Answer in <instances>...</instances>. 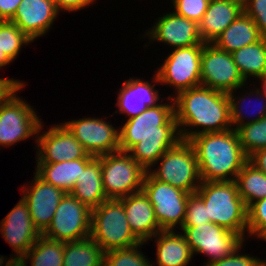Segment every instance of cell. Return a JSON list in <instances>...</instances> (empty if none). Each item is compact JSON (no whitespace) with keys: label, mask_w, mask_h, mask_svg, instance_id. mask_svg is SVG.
I'll return each mask as SVG.
<instances>
[{"label":"cell","mask_w":266,"mask_h":266,"mask_svg":"<svg viewBox=\"0 0 266 266\" xmlns=\"http://www.w3.org/2000/svg\"><path fill=\"white\" fill-rule=\"evenodd\" d=\"M148 107L119 127V149L128 152L146 171L180 140L174 98Z\"/></svg>","instance_id":"1"},{"label":"cell","mask_w":266,"mask_h":266,"mask_svg":"<svg viewBox=\"0 0 266 266\" xmlns=\"http://www.w3.org/2000/svg\"><path fill=\"white\" fill-rule=\"evenodd\" d=\"M174 103L181 140L189 141L201 133L233 129L228 93L200 85L180 92L174 97Z\"/></svg>","instance_id":"2"},{"label":"cell","mask_w":266,"mask_h":266,"mask_svg":"<svg viewBox=\"0 0 266 266\" xmlns=\"http://www.w3.org/2000/svg\"><path fill=\"white\" fill-rule=\"evenodd\" d=\"M189 142L197 155L201 181H235L248 161L235 129L201 133Z\"/></svg>","instance_id":"3"},{"label":"cell","mask_w":266,"mask_h":266,"mask_svg":"<svg viewBox=\"0 0 266 266\" xmlns=\"http://www.w3.org/2000/svg\"><path fill=\"white\" fill-rule=\"evenodd\" d=\"M196 194L205 203L210 222L238 233L246 240L247 207L235 181H202Z\"/></svg>","instance_id":"4"},{"label":"cell","mask_w":266,"mask_h":266,"mask_svg":"<svg viewBox=\"0 0 266 266\" xmlns=\"http://www.w3.org/2000/svg\"><path fill=\"white\" fill-rule=\"evenodd\" d=\"M90 237L105 252L141 243L132 233L120 199H108L92 209Z\"/></svg>","instance_id":"5"},{"label":"cell","mask_w":266,"mask_h":266,"mask_svg":"<svg viewBox=\"0 0 266 266\" xmlns=\"http://www.w3.org/2000/svg\"><path fill=\"white\" fill-rule=\"evenodd\" d=\"M147 172L154 179L190 194L196 193L202 182L194 147L186 140L168 149Z\"/></svg>","instance_id":"6"},{"label":"cell","mask_w":266,"mask_h":266,"mask_svg":"<svg viewBox=\"0 0 266 266\" xmlns=\"http://www.w3.org/2000/svg\"><path fill=\"white\" fill-rule=\"evenodd\" d=\"M23 88H15L0 103V146L3 148L34 137L42 123L36 110L17 95Z\"/></svg>","instance_id":"7"},{"label":"cell","mask_w":266,"mask_h":266,"mask_svg":"<svg viewBox=\"0 0 266 266\" xmlns=\"http://www.w3.org/2000/svg\"><path fill=\"white\" fill-rule=\"evenodd\" d=\"M104 192L108 199H120L142 190L146 170L128 152L101 155Z\"/></svg>","instance_id":"8"},{"label":"cell","mask_w":266,"mask_h":266,"mask_svg":"<svg viewBox=\"0 0 266 266\" xmlns=\"http://www.w3.org/2000/svg\"><path fill=\"white\" fill-rule=\"evenodd\" d=\"M203 45L172 49L155 71L160 85L172 86L175 94L201 85V53Z\"/></svg>","instance_id":"9"},{"label":"cell","mask_w":266,"mask_h":266,"mask_svg":"<svg viewBox=\"0 0 266 266\" xmlns=\"http://www.w3.org/2000/svg\"><path fill=\"white\" fill-rule=\"evenodd\" d=\"M180 230L193 255L208 256L204 266L229 256L246 242L240 234L212 222L193 227H181Z\"/></svg>","instance_id":"10"},{"label":"cell","mask_w":266,"mask_h":266,"mask_svg":"<svg viewBox=\"0 0 266 266\" xmlns=\"http://www.w3.org/2000/svg\"><path fill=\"white\" fill-rule=\"evenodd\" d=\"M142 190L153 205L155 216L162 230H176L178 226L179 229L182 227L190 193L160 182L148 172L145 174Z\"/></svg>","instance_id":"11"},{"label":"cell","mask_w":266,"mask_h":266,"mask_svg":"<svg viewBox=\"0 0 266 266\" xmlns=\"http://www.w3.org/2000/svg\"><path fill=\"white\" fill-rule=\"evenodd\" d=\"M92 209L70 193L61 199L49 227L42 233L45 237L71 242L90 237Z\"/></svg>","instance_id":"12"},{"label":"cell","mask_w":266,"mask_h":266,"mask_svg":"<svg viewBox=\"0 0 266 266\" xmlns=\"http://www.w3.org/2000/svg\"><path fill=\"white\" fill-rule=\"evenodd\" d=\"M246 84V85H245ZM233 61L231 53L213 43H205L201 53V86L229 93L248 86Z\"/></svg>","instance_id":"13"},{"label":"cell","mask_w":266,"mask_h":266,"mask_svg":"<svg viewBox=\"0 0 266 266\" xmlns=\"http://www.w3.org/2000/svg\"><path fill=\"white\" fill-rule=\"evenodd\" d=\"M43 124V122L40 124L37 135L35 136L37 163H58L65 160L96 157L84 149L63 123L50 125V129L46 132L42 131V134Z\"/></svg>","instance_id":"14"},{"label":"cell","mask_w":266,"mask_h":266,"mask_svg":"<svg viewBox=\"0 0 266 266\" xmlns=\"http://www.w3.org/2000/svg\"><path fill=\"white\" fill-rule=\"evenodd\" d=\"M84 149L93 156L114 153L119 149V129L105 119L87 117L63 122Z\"/></svg>","instance_id":"15"},{"label":"cell","mask_w":266,"mask_h":266,"mask_svg":"<svg viewBox=\"0 0 266 266\" xmlns=\"http://www.w3.org/2000/svg\"><path fill=\"white\" fill-rule=\"evenodd\" d=\"M143 36H148L149 43L162 42L174 49L192 45H204L197 22L189 20L174 11L156 19L155 24ZM153 41V42H152Z\"/></svg>","instance_id":"16"},{"label":"cell","mask_w":266,"mask_h":266,"mask_svg":"<svg viewBox=\"0 0 266 266\" xmlns=\"http://www.w3.org/2000/svg\"><path fill=\"white\" fill-rule=\"evenodd\" d=\"M34 174L31 183L21 187V197L28 205L34 226L42 234L49 227L58 204L66 193Z\"/></svg>","instance_id":"17"},{"label":"cell","mask_w":266,"mask_h":266,"mask_svg":"<svg viewBox=\"0 0 266 266\" xmlns=\"http://www.w3.org/2000/svg\"><path fill=\"white\" fill-rule=\"evenodd\" d=\"M0 234L17 256H24L42 235L34 226L27 203H18L0 222Z\"/></svg>","instance_id":"18"},{"label":"cell","mask_w":266,"mask_h":266,"mask_svg":"<svg viewBox=\"0 0 266 266\" xmlns=\"http://www.w3.org/2000/svg\"><path fill=\"white\" fill-rule=\"evenodd\" d=\"M153 81V82H152ZM151 83L141 78L129 77L122 83L116 102V113L124 114L128 119L138 116L148 107H155L161 103L162 97L155 84L160 83L157 73H154ZM159 101V102H158Z\"/></svg>","instance_id":"19"},{"label":"cell","mask_w":266,"mask_h":266,"mask_svg":"<svg viewBox=\"0 0 266 266\" xmlns=\"http://www.w3.org/2000/svg\"><path fill=\"white\" fill-rule=\"evenodd\" d=\"M58 14L54 0H22L10 22L34 42L48 33Z\"/></svg>","instance_id":"20"},{"label":"cell","mask_w":266,"mask_h":266,"mask_svg":"<svg viewBox=\"0 0 266 266\" xmlns=\"http://www.w3.org/2000/svg\"><path fill=\"white\" fill-rule=\"evenodd\" d=\"M123 202L126 219L132 233L144 243H147L157 233L162 231L154 213V207L143 190L120 198Z\"/></svg>","instance_id":"21"},{"label":"cell","mask_w":266,"mask_h":266,"mask_svg":"<svg viewBox=\"0 0 266 266\" xmlns=\"http://www.w3.org/2000/svg\"><path fill=\"white\" fill-rule=\"evenodd\" d=\"M243 12V0H210L199 25L204 43L215 39Z\"/></svg>","instance_id":"22"},{"label":"cell","mask_w":266,"mask_h":266,"mask_svg":"<svg viewBox=\"0 0 266 266\" xmlns=\"http://www.w3.org/2000/svg\"><path fill=\"white\" fill-rule=\"evenodd\" d=\"M156 238V239H155ZM156 242L157 266H187L193 253L183 234L177 230H162L147 242Z\"/></svg>","instance_id":"23"},{"label":"cell","mask_w":266,"mask_h":266,"mask_svg":"<svg viewBox=\"0 0 266 266\" xmlns=\"http://www.w3.org/2000/svg\"><path fill=\"white\" fill-rule=\"evenodd\" d=\"M94 158H78L58 163H36L34 171L41 179L70 193L82 171Z\"/></svg>","instance_id":"24"},{"label":"cell","mask_w":266,"mask_h":266,"mask_svg":"<svg viewBox=\"0 0 266 266\" xmlns=\"http://www.w3.org/2000/svg\"><path fill=\"white\" fill-rule=\"evenodd\" d=\"M263 38L253 19L242 12L213 42L220 50L232 53Z\"/></svg>","instance_id":"25"},{"label":"cell","mask_w":266,"mask_h":266,"mask_svg":"<svg viewBox=\"0 0 266 266\" xmlns=\"http://www.w3.org/2000/svg\"><path fill=\"white\" fill-rule=\"evenodd\" d=\"M70 194L91 209L108 200L102 182L101 155L95 157L82 171Z\"/></svg>","instance_id":"26"},{"label":"cell","mask_w":266,"mask_h":266,"mask_svg":"<svg viewBox=\"0 0 266 266\" xmlns=\"http://www.w3.org/2000/svg\"><path fill=\"white\" fill-rule=\"evenodd\" d=\"M237 90H239V89H235L234 91H231L228 93L230 122L232 124L233 129H235V130L238 127H240L246 123L255 122V121L262 119L266 116V94H264L260 90L259 87L254 89V90L249 89L250 92H249V90H246L247 92H245V94H243V95L238 94V96L236 97L235 94H236ZM252 96L255 97L256 104L253 106L255 108L253 110V114H252V111H250V109H249V111L251 112V116H250L249 111L246 110L247 105H245V104L248 101H251L253 99ZM252 103H253V101H252ZM248 107H249V105H248ZM245 110H246V112H245Z\"/></svg>","instance_id":"27"},{"label":"cell","mask_w":266,"mask_h":266,"mask_svg":"<svg viewBox=\"0 0 266 266\" xmlns=\"http://www.w3.org/2000/svg\"><path fill=\"white\" fill-rule=\"evenodd\" d=\"M231 55L246 82L251 77L258 80L266 72V37L233 51Z\"/></svg>","instance_id":"28"},{"label":"cell","mask_w":266,"mask_h":266,"mask_svg":"<svg viewBox=\"0 0 266 266\" xmlns=\"http://www.w3.org/2000/svg\"><path fill=\"white\" fill-rule=\"evenodd\" d=\"M104 254L91 237L65 242L63 266H104Z\"/></svg>","instance_id":"29"},{"label":"cell","mask_w":266,"mask_h":266,"mask_svg":"<svg viewBox=\"0 0 266 266\" xmlns=\"http://www.w3.org/2000/svg\"><path fill=\"white\" fill-rule=\"evenodd\" d=\"M235 182L245 206L266 197V174L247 161L237 174Z\"/></svg>","instance_id":"30"},{"label":"cell","mask_w":266,"mask_h":266,"mask_svg":"<svg viewBox=\"0 0 266 266\" xmlns=\"http://www.w3.org/2000/svg\"><path fill=\"white\" fill-rule=\"evenodd\" d=\"M64 241L41 235L24 255L31 266H63Z\"/></svg>","instance_id":"31"},{"label":"cell","mask_w":266,"mask_h":266,"mask_svg":"<svg viewBox=\"0 0 266 266\" xmlns=\"http://www.w3.org/2000/svg\"><path fill=\"white\" fill-rule=\"evenodd\" d=\"M236 131L247 157L257 150L266 148V116L255 122L246 123L238 127Z\"/></svg>","instance_id":"32"},{"label":"cell","mask_w":266,"mask_h":266,"mask_svg":"<svg viewBox=\"0 0 266 266\" xmlns=\"http://www.w3.org/2000/svg\"><path fill=\"white\" fill-rule=\"evenodd\" d=\"M33 41L10 21H0V48L13 62L23 46Z\"/></svg>","instance_id":"33"},{"label":"cell","mask_w":266,"mask_h":266,"mask_svg":"<svg viewBox=\"0 0 266 266\" xmlns=\"http://www.w3.org/2000/svg\"><path fill=\"white\" fill-rule=\"evenodd\" d=\"M144 242L130 248L112 249L104 254V266H155L140 250Z\"/></svg>","instance_id":"34"},{"label":"cell","mask_w":266,"mask_h":266,"mask_svg":"<svg viewBox=\"0 0 266 266\" xmlns=\"http://www.w3.org/2000/svg\"><path fill=\"white\" fill-rule=\"evenodd\" d=\"M266 238V197L247 208V237Z\"/></svg>","instance_id":"35"},{"label":"cell","mask_w":266,"mask_h":266,"mask_svg":"<svg viewBox=\"0 0 266 266\" xmlns=\"http://www.w3.org/2000/svg\"><path fill=\"white\" fill-rule=\"evenodd\" d=\"M209 222L210 219L207 217V208L203 200L196 193L190 194L182 227H193Z\"/></svg>","instance_id":"36"},{"label":"cell","mask_w":266,"mask_h":266,"mask_svg":"<svg viewBox=\"0 0 266 266\" xmlns=\"http://www.w3.org/2000/svg\"><path fill=\"white\" fill-rule=\"evenodd\" d=\"M210 0H173L174 12L199 23L205 14Z\"/></svg>","instance_id":"37"},{"label":"cell","mask_w":266,"mask_h":266,"mask_svg":"<svg viewBox=\"0 0 266 266\" xmlns=\"http://www.w3.org/2000/svg\"><path fill=\"white\" fill-rule=\"evenodd\" d=\"M245 246H241L234 253L221 260L214 261L206 266H266V260L257 258V256L244 255L239 253Z\"/></svg>","instance_id":"38"},{"label":"cell","mask_w":266,"mask_h":266,"mask_svg":"<svg viewBox=\"0 0 266 266\" xmlns=\"http://www.w3.org/2000/svg\"><path fill=\"white\" fill-rule=\"evenodd\" d=\"M243 12L251 17L263 37H266V0H243Z\"/></svg>","instance_id":"39"},{"label":"cell","mask_w":266,"mask_h":266,"mask_svg":"<svg viewBox=\"0 0 266 266\" xmlns=\"http://www.w3.org/2000/svg\"><path fill=\"white\" fill-rule=\"evenodd\" d=\"M96 0H54L57 10L63 12H78L91 4Z\"/></svg>","instance_id":"40"},{"label":"cell","mask_w":266,"mask_h":266,"mask_svg":"<svg viewBox=\"0 0 266 266\" xmlns=\"http://www.w3.org/2000/svg\"><path fill=\"white\" fill-rule=\"evenodd\" d=\"M22 0H0V21H10Z\"/></svg>","instance_id":"41"},{"label":"cell","mask_w":266,"mask_h":266,"mask_svg":"<svg viewBox=\"0 0 266 266\" xmlns=\"http://www.w3.org/2000/svg\"><path fill=\"white\" fill-rule=\"evenodd\" d=\"M25 81L13 78L0 77V103L13 91L15 88L25 87Z\"/></svg>","instance_id":"42"},{"label":"cell","mask_w":266,"mask_h":266,"mask_svg":"<svg viewBox=\"0 0 266 266\" xmlns=\"http://www.w3.org/2000/svg\"><path fill=\"white\" fill-rule=\"evenodd\" d=\"M248 161L266 174V148L254 152L248 157Z\"/></svg>","instance_id":"43"},{"label":"cell","mask_w":266,"mask_h":266,"mask_svg":"<svg viewBox=\"0 0 266 266\" xmlns=\"http://www.w3.org/2000/svg\"><path fill=\"white\" fill-rule=\"evenodd\" d=\"M12 257V258H11ZM28 260L24 256L10 255V259L6 262L5 266H27Z\"/></svg>","instance_id":"44"},{"label":"cell","mask_w":266,"mask_h":266,"mask_svg":"<svg viewBox=\"0 0 266 266\" xmlns=\"http://www.w3.org/2000/svg\"><path fill=\"white\" fill-rule=\"evenodd\" d=\"M12 61L6 56L0 48V70L9 65Z\"/></svg>","instance_id":"45"},{"label":"cell","mask_w":266,"mask_h":266,"mask_svg":"<svg viewBox=\"0 0 266 266\" xmlns=\"http://www.w3.org/2000/svg\"><path fill=\"white\" fill-rule=\"evenodd\" d=\"M259 82H261L260 90L266 94V72L258 79ZM262 88V89H261Z\"/></svg>","instance_id":"46"},{"label":"cell","mask_w":266,"mask_h":266,"mask_svg":"<svg viewBox=\"0 0 266 266\" xmlns=\"http://www.w3.org/2000/svg\"><path fill=\"white\" fill-rule=\"evenodd\" d=\"M8 260L9 259H7L6 257H3L0 255V266H5V264Z\"/></svg>","instance_id":"47"}]
</instances>
